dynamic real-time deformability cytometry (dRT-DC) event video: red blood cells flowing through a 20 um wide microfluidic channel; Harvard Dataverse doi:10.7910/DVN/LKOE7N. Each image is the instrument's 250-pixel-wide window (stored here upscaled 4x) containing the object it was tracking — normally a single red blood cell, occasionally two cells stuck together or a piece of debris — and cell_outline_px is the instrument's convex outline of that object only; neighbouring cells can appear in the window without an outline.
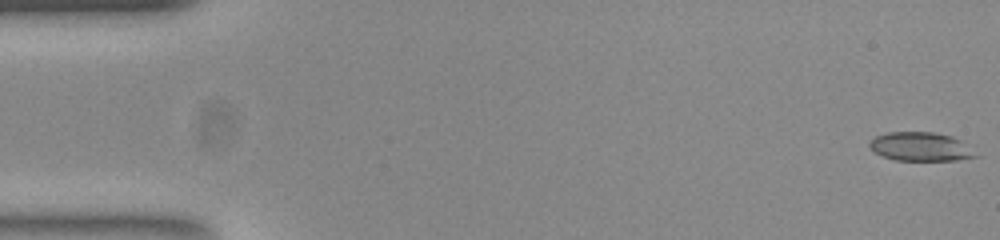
{"species": "common noctule bat (a hibernating species)", "species_latin": "Nyctalus noctula", "temperature_condition": "room temperature", "stored_images_in_passage": 53, "camera_frame_rate_fps": 3000, "um_per_image_px": 0.085, "animal": {"sex": "female", "body_mass_g": 23.0, "forearm_length_mm": 53.4}, "frame": {"image": 1, "passage_image": 1, "time_ms": 0.0, "image_size_px": [1000, 240], "cell_outline_px": [[980, 156], [956, 160], [896, 160], [884, 156], [876, 152], [868, 144], [876, 136], [888, 132], [932, 132], [952, 136], [960, 140]], "centroid_in_image_um": [78.28, 12.46], "position_along_channel_um": 6.7, "area_um2": 17.51}}
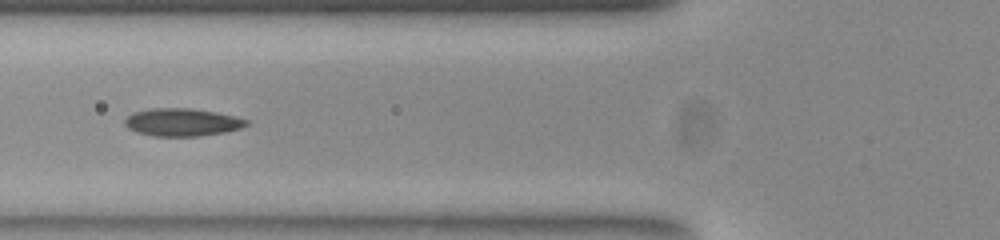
{"frame": {"image": 2, "passage_image": 20, "time_ms": 6.333, "image_size_px": [1000, 240], "cell_outline_px": [[248, 124], [240, 128], [224, 132], [200, 136], [156, 136], [136, 132], [128, 128], [124, 124], [124, 120], [132, 112], [152, 108], [192, 108], [216, 112], [248, 120]], "centroid_in_image_um": [15.44, 10.38], "position_along_channel_um": 110.4, "area_um2": 19.59}}
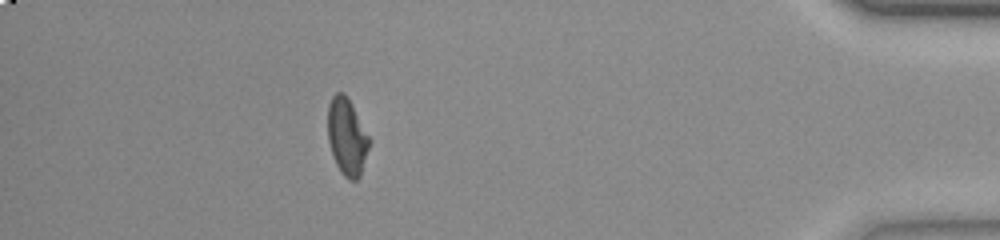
{"frame": {"image": 3, "passage_image": 47, "time_ms": 15.333, "image_size_px": [1000, 240], "cell_outline_px": [[372, 140], [360, 176], [356, 180], [348, 180], [340, 172], [336, 164], [328, 140], [328, 104], [332, 96], [336, 92], [344, 92], [348, 96]], "centroid_in_image_um": [29.51, 11.6], "position_along_channel_um": 405.7, "area_um2": 18.96}, "authors_computed_cell_mechanics": {"area_um2": 18.7272, "velocity_mm_per_s": 3.8769, "shape_relaxation_time_tau1_ms": null, "shape_relaxation_time_tau2_ms": 1.5933, "deformation_change_tau1": null, "deformation_change_tau2": 0.0811}}